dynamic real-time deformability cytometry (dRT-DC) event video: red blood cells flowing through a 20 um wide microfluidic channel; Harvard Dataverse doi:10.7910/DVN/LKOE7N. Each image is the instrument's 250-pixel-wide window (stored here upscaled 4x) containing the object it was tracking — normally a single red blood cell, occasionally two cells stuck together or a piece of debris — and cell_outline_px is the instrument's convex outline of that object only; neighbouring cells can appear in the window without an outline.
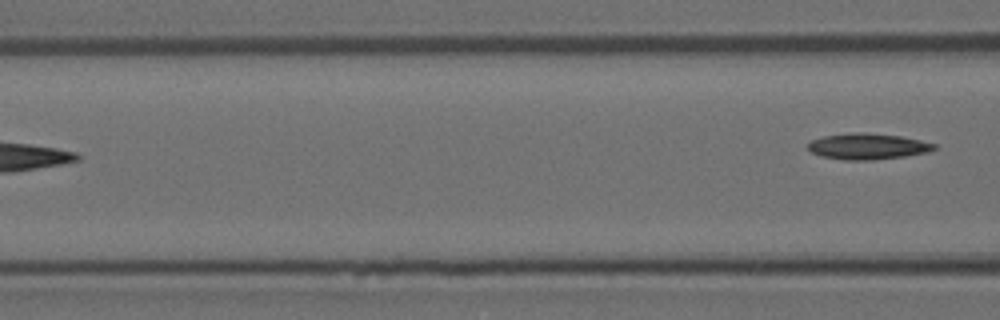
{"species": "Egyptian fruit bat (a non-hibernating species)", "species_latin": "Rousettus aegyptiacus", "temperature_condition": "room temperature", "stored_images_in_passage": 5, "camera_frame_rate_fps": 3000, "um_per_image_px": 0.085, "animal": {"sex": "female"}, "frame": {"image": 1, "passage_image": 5, "time_ms": 1.333, "image_size_px": [1000, 320], "cell_outline_px": [[936, 148], [928, 152], [904, 156], [872, 160], [844, 160], [820, 156], [812, 152], [808, 148], [808, 144], [812, 140], [824, 136], [856, 132], [900, 136], [920, 140], [936, 144]], "centroid_in_image_um": [73.75, 12.45], "position_along_channel_um": 92.9, "area_um2": 18.9}}